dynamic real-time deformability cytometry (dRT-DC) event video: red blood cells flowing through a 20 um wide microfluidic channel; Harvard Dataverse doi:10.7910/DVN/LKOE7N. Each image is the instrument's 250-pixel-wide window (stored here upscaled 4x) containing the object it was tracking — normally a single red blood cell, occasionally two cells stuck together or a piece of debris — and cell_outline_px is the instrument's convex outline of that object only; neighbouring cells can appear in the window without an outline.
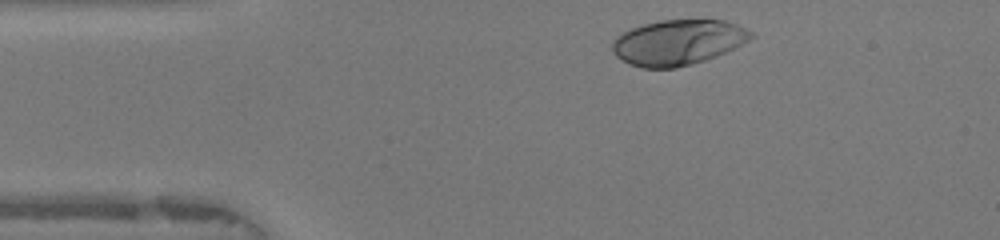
{"species": "human", "species_latin": "Homo sapiens", "temperature_condition": "warm", "stored_images_in_passage": 33, "camera_frame_rate_fps": 3000, "um_per_image_px": 0.085, "donor": {"sex": "female"}, "frame": {"image": 1, "passage_image": 2, "time_ms": 0.333, "image_size_px": [1000, 240], "cell_outline_px": [[756, 36], [716, 56], [692, 64], [676, 68], [640, 68], [628, 64], [616, 56], [612, 52], [612, 44], [616, 36], [632, 28], [644, 24], [660, 20], [724, 20], [736, 24], [756, 32]], "centroid_in_image_um": [57.62, 3.6], "position_along_channel_um": 27.4, "area_um2": 36.65}}
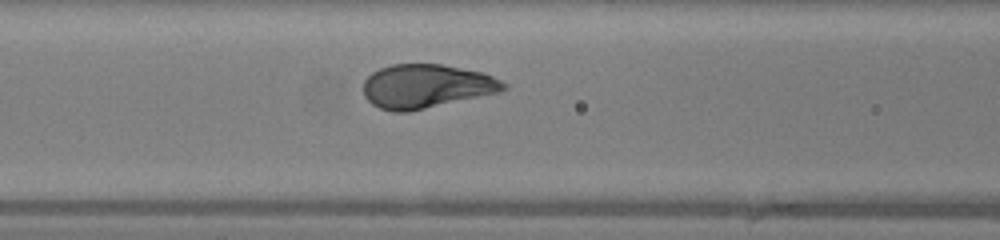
{"frame": {"image": 2, "passage_image": 13, "time_ms": 4.0, "image_size_px": [1000, 240], "cell_outline_px": [[508, 88], [500, 92], [408, 112], [392, 112], [380, 108], [372, 104], [364, 96], [364, 80], [372, 72], [380, 68], [392, 64], [440, 64], [484, 72], [508, 84]], "centroid_in_image_um": [36.24, 7.33], "position_along_channel_um": 130.4, "area_um2": 35.89}}
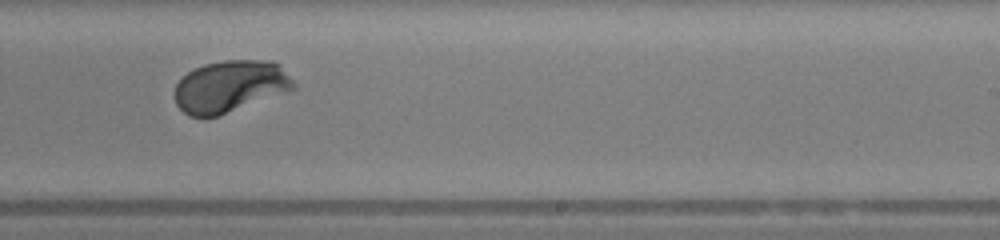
{"frame": {"image": 3, "passage_image": 23, "time_ms": 7.333, "image_size_px": [1000, 240], "cell_outline_px": [[296, 88], [220, 116], [188, 116], [176, 104], [176, 84], [188, 72], [204, 64], [224, 60], [272, 60], [280, 64], [296, 84]], "centroid_in_image_um": [19.59, 7.33], "position_along_channel_um": 269.4, "area_um2": 35.84}, "authors_computed_cell_mechanics": {"area_um2": 36.2984, "velocity_mm_per_s": 4.1843, "shape_relaxation_time_tau1_ms": 1.7847, "shape_relaxation_time_tau2_ms": null, "deformation_change_tau1": 0.1817, "deformation_change_tau2": null}}